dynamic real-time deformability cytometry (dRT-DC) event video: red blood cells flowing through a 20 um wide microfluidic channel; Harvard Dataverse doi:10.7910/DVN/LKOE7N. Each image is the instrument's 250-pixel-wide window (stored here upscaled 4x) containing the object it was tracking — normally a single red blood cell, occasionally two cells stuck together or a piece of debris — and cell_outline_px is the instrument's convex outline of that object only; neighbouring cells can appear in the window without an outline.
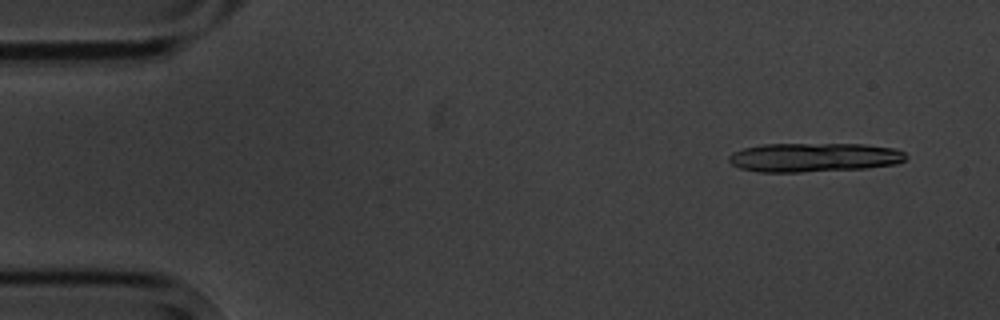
{"species": "common noctule bat (a hibernating species)", "species_latin": "Nyctalus noctula", "temperature_condition": "cold", "stored_images_in_passage": 4, "segment_of_instrument_passage": [1, 2], "camera_frame_rate_fps": 3000, "um_per_image_px": 0.085, "animal": {"sex": "male", "body_mass_g": 20.1, "forearm_length_mm": 53.5}, "frame": {"image": 1, "passage_image": 1, "time_ms": 0.0, "image_size_px": [1000, 320], "cell_outline_px": [[908, 156], [904, 160], [896, 164], [868, 168], [800, 172], [756, 172], [740, 168], [732, 164], [728, 160], [728, 156], [732, 152], [744, 148], [764, 144], [864, 144], [896, 148], [904, 152]], "centroid_in_image_um": [69.2, 13.38], "position_along_channel_um": 15.8, "area_um2": 30.17}}